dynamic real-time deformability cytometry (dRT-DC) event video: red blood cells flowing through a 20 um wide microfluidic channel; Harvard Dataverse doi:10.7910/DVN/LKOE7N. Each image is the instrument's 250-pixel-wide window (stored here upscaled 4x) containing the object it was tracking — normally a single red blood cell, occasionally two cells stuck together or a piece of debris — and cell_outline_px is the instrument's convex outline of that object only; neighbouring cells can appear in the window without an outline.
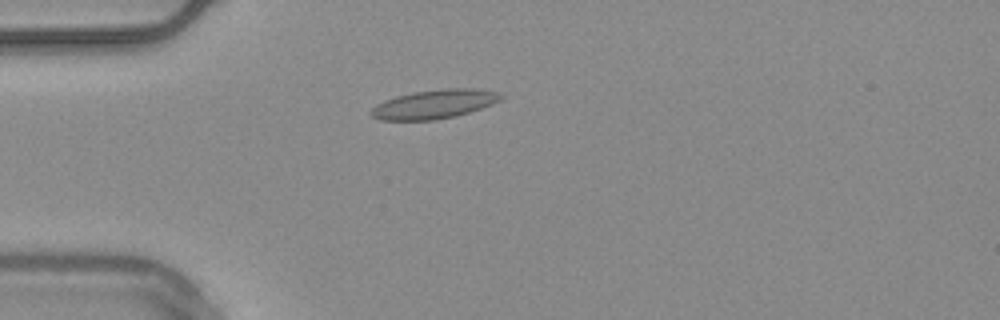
{"species": "common noctule bat (a hibernating species)", "species_latin": "Nyctalus noctula", "temperature_condition": "warm", "stored_images_in_passage": 53, "camera_frame_rate_fps": 3000, "um_per_image_px": 0.085, "animal": {"sex": "male", "body_mass_g": 20.4}, "frame": {"image": 1, "passage_image": 13, "time_ms": 4.0, "image_size_px": [1000, 320], "cell_outline_px": [[504, 96], [500, 100], [492, 104], [456, 116], [432, 120], [380, 120], [372, 116], [368, 112], [376, 104], [384, 100], [396, 96], [412, 92], [444, 88], [476, 88], [500, 92]], "centroid_in_image_um": [36.9, 8.84], "position_along_channel_um": 48.1, "area_um2": 22.02}}
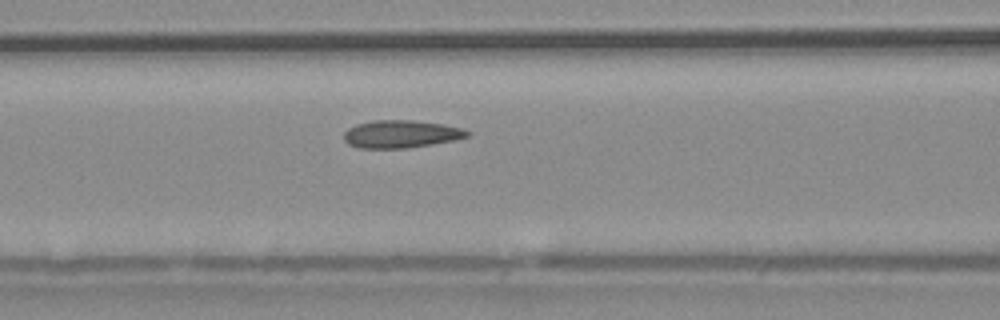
{"frame": {"image": 2, "passage_image": 21, "time_ms": 6.667, "image_size_px": [1000, 320], "cell_outline_px": [[468, 136], [456, 140], [408, 148], [360, 148], [348, 144], [344, 140], [344, 132], [348, 128], [356, 124], [372, 120], [412, 120], [444, 124], [464, 128], [468, 132]], "centroid_in_image_um": [34.08, 11.39], "position_along_channel_um": 132.5, "area_um2": 20.0}}
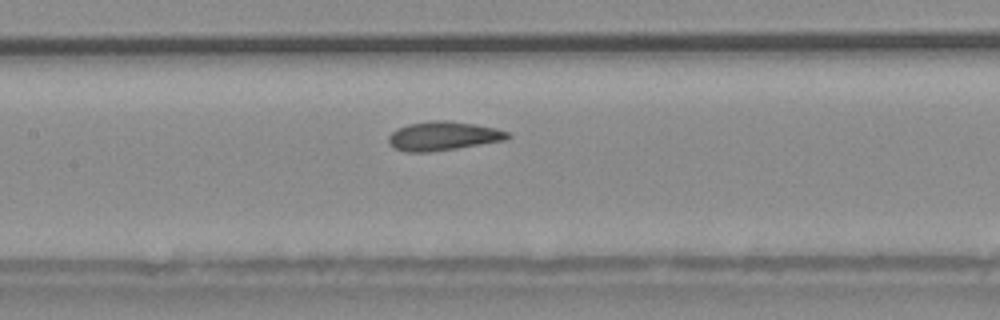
{"frame": {"image": 3, "passage_image": 24, "time_ms": 7.667, "image_size_px": [1000, 320], "cell_outline_px": [[512, 136], [504, 140], [456, 148], [428, 152], [404, 152], [388, 144], [388, 136], [396, 128], [408, 124], [432, 120], [444, 120], [476, 124], [496, 128], [508, 132]], "centroid_in_image_um": [37.63, 11.55], "position_along_channel_um": 169.8, "area_um2": 20.06}, "authors_computed_cell_mechanics": {"area_um2": 19.8254, "velocity_mm_per_s": 3.7175, "shape_relaxation_time_tau1_ms": 3.771, "shape_relaxation_time_tau2_ms": 1.2872, "deformation_change_tau1": 0.1139, "deformation_change_tau2": 0.0781}}